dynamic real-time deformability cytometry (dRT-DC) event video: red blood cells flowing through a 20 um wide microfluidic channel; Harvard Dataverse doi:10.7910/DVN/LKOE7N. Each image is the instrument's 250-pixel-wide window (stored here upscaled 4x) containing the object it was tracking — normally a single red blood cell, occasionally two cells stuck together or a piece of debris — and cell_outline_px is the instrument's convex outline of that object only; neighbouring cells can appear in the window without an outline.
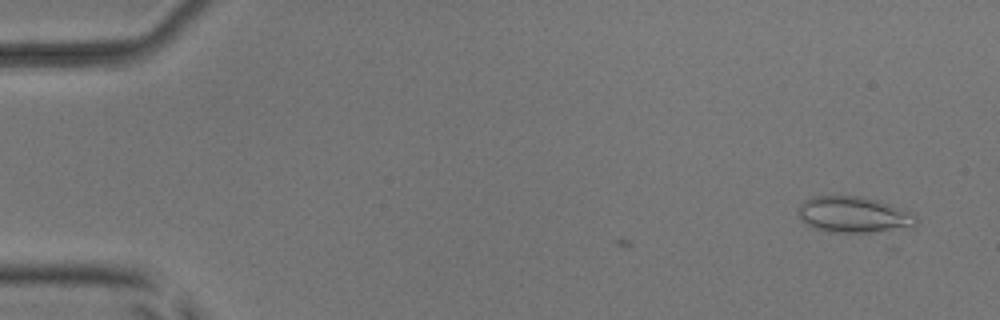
{"species": "common noctule bat (a hibernating species)", "species_latin": "Nyctalus noctula", "temperature_condition": "room temperature", "stored_images_in_passage": 3, "camera_frame_rate_fps": 3000, "um_per_image_px": 0.085, "animal": {"sex": "male", "body_mass_g": 17.9, "forearm_length_mm": 54.2}, "frame": {"image": 1, "passage_image": 3, "time_ms": 0.667, "image_size_px": [1000, 320], "cell_outline_px": [[920, 220], [912, 228], [872, 232], [828, 232], [812, 228], [804, 224], [800, 220], [800, 204], [804, 200], [812, 196], [864, 196], [888, 204], [916, 216]], "centroid_in_image_um": [72.54, 18.26], "position_along_channel_um": 12.5, "area_um2": 24.85}}